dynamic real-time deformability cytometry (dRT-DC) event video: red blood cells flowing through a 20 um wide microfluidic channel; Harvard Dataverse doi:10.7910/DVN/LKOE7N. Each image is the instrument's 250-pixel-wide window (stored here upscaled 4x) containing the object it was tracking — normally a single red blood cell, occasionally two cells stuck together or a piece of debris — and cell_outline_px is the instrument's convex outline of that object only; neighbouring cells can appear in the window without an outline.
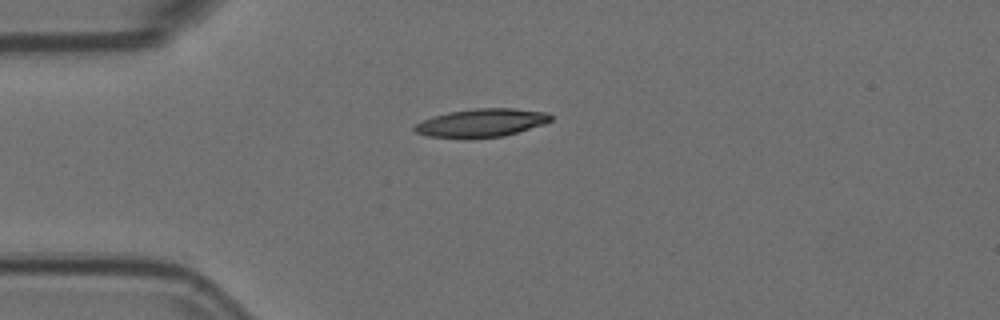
{"species": "Egyptian fruit bat (a non-hibernating species)", "species_latin": "Rousettus aegyptiacus", "temperature_condition": "room temperature", "stored_images_in_passage": 3, "camera_frame_rate_fps": 3000, "um_per_image_px": 0.085, "animal": {"sex": "female"}, "frame": {"image": 1, "passage_image": 1, "time_ms": 0.0, "image_size_px": [1000, 320], "cell_outline_px": [[552, 120], [544, 124], [504, 136], [428, 136], [416, 132], [412, 128], [416, 124], [432, 116], [448, 112], [476, 108], [512, 108], [548, 112], [552, 116]], "centroid_in_image_um": [40.98, 10.4], "position_along_channel_um": 44.0, "area_um2": 21.73}}
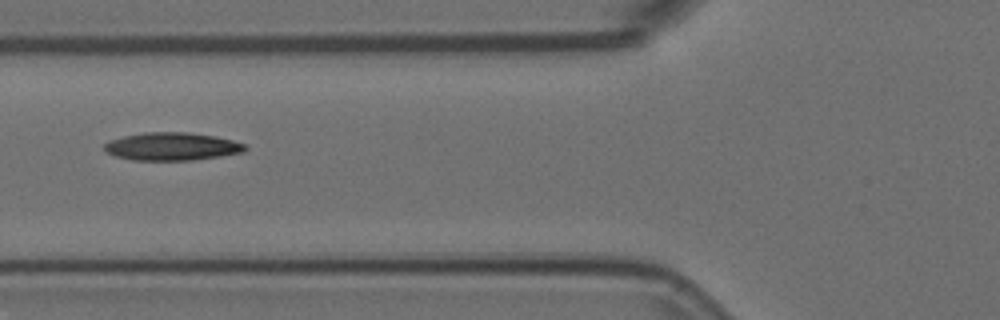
{"frame": {"image": 2, "passage_image": 3, "time_ms": 0.667, "image_size_px": [1000, 320], "cell_outline_px": [[248, 148], [244, 152], [220, 156], [192, 160], [132, 160], [116, 156], [104, 152], [104, 144], [108, 140], [124, 136], [144, 132], [188, 132], [216, 136], [232, 140], [244, 144]], "centroid_in_image_um": [14.59, 12.44], "position_along_channel_um": 111.2, "area_um2": 23.0}}